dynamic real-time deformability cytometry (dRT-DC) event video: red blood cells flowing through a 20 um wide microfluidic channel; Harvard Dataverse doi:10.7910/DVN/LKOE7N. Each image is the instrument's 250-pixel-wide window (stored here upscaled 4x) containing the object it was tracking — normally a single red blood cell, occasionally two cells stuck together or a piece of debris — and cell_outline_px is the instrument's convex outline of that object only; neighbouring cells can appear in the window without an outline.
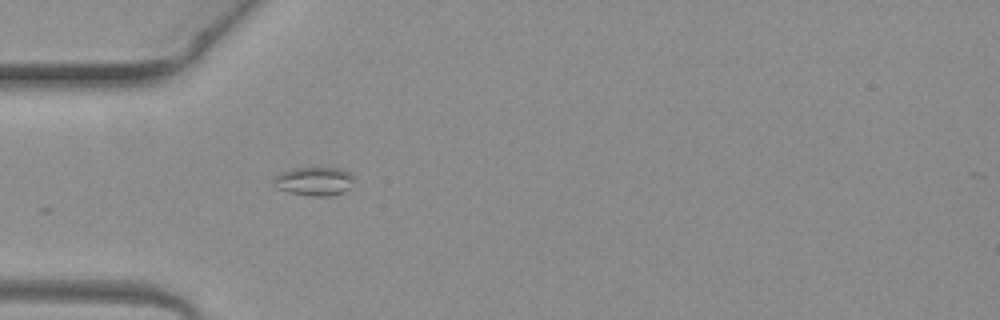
{"species": "common noctule bat (a hibernating species)", "species_latin": "Nyctalus noctula", "temperature_condition": "warm", "stored_images_in_passage": 1, "camera_frame_rate_fps": 3000, "um_per_image_px": 0.085, "animal": {"sex": "female", "body_mass_g": 19.3, "forearm_length_mm": 54.1}, "frame": {"image": 1, "passage_image": 1, "time_ms": 0.0, "image_size_px": [1000, 320], "cell_outline_px": [[352, 176], [348, 188], [344, 192], [332, 196], [312, 196], [288, 192], [276, 188], [272, 180], [272, 176], [280, 172], [292, 168], [344, 168]], "centroid_in_image_um": [26.63, 15.4], "position_along_channel_um": 58.4, "area_um2": 13.47}}